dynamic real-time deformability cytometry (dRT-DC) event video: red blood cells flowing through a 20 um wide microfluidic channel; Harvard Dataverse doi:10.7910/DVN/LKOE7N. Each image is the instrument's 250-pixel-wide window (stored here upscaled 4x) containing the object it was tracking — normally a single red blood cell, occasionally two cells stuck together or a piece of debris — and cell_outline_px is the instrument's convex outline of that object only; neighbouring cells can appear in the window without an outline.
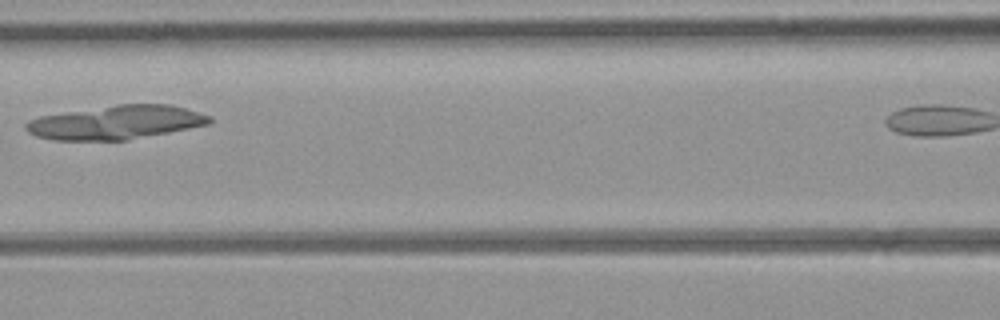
{"species": "common noctule bat (a hibernating species)", "species_latin": "Nyctalus noctula", "temperature_condition": "room temperature", "stored_images_in_passage": 10, "segment_of_instrument_passage": [1, 2], "camera_frame_rate_fps": 3000, "um_per_image_px": 0.085, "animal": {"sex": "female", "body_mass_g": 21.9}, "frame": {"image": 1, "passage_image": 7, "time_ms": 7.667, "image_size_px": [1000, 320], "cell_outline_px": [[212, 124], [128, 140], [52, 140], [36, 136], [28, 132], [24, 128], [24, 124], [28, 120], [40, 116], [116, 104], [168, 104], [200, 112], [212, 116]], "centroid_in_image_um": [9.88, 10.41], "position_along_channel_um": 156.7, "area_um2": 36.36}}
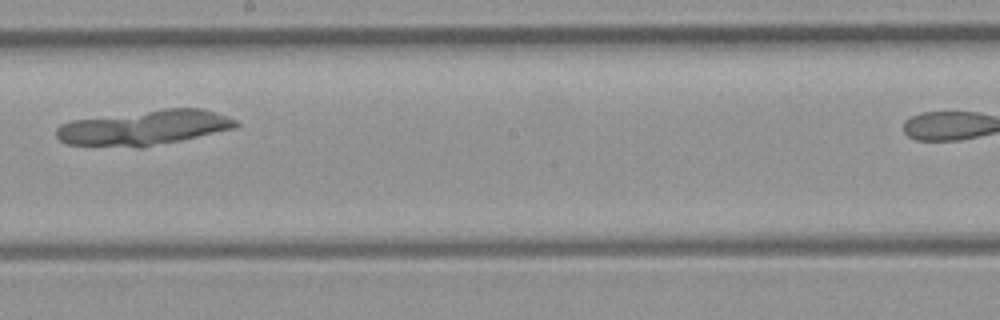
{"frame": {"image": 2, "passage_image": 9, "time_ms": 9.667, "image_size_px": [1000, 320], "cell_outline_px": [[240, 124], [236, 128], [144, 148], [136, 148], [68, 144], [60, 140], [56, 136], [56, 128], [60, 124], [72, 120], [164, 108], [204, 108], [216, 112], [236, 120]], "centroid_in_image_um": [12.26, 10.85], "position_along_channel_um": 235.9, "area_um2": 36.82}}